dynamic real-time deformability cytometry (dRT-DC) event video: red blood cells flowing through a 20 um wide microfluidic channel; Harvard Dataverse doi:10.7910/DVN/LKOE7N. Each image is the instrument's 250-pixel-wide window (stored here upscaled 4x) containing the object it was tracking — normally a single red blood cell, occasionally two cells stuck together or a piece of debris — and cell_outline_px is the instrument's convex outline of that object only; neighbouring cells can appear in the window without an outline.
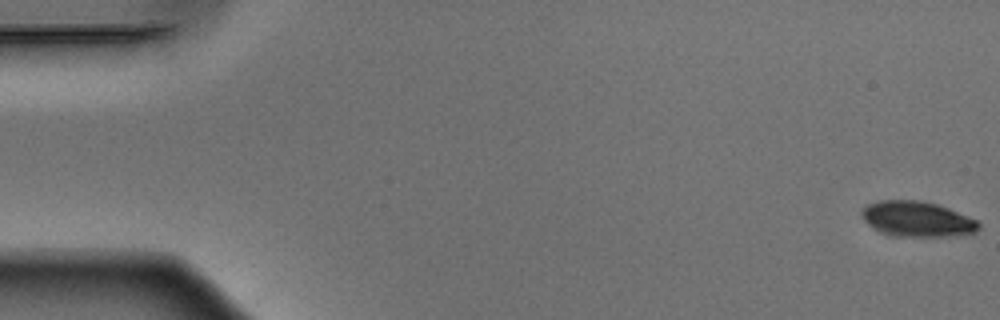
{"species": "Egyptian fruit bat (a non-hibernating species)", "species_latin": "Rousettus aegyptiacus", "temperature_condition": "warm", "stored_images_in_passage": 52, "camera_frame_rate_fps": 3000, "um_per_image_px": 0.085, "animal": {"sex": "male"}, "frame": {"image": 1, "passage_image": 1, "time_ms": 0.0, "image_size_px": [1000, 320], "cell_outline_px": [[980, 228], [976, 232], [952, 236], [900, 236], [880, 232], [868, 224], [860, 216], [860, 212], [864, 204], [876, 200], [920, 200], [936, 204], [948, 208], [968, 216], [976, 220], [980, 224]], "centroid_in_image_um": [77.91, 18.6], "position_along_channel_um": 7.1, "area_um2": 24.22}}
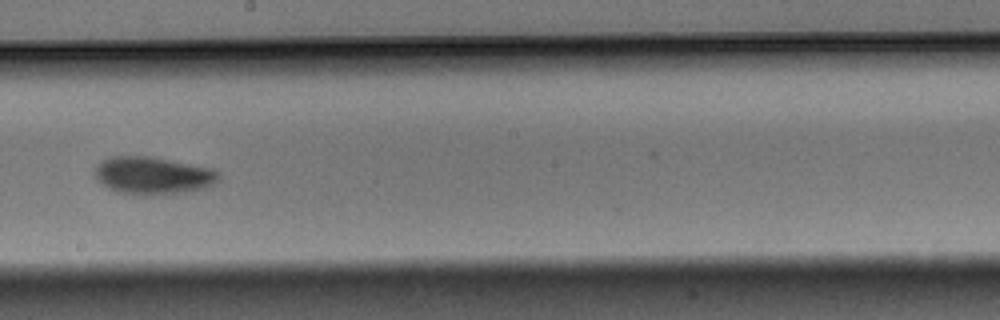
{"frame": {"image": 2, "passage_image": 30, "time_ms": 9.667, "image_size_px": [1000, 320], "cell_outline_px": [[220, 180], [216, 184], [192, 192], [144, 196], [140, 196], [116, 192], [108, 188], [96, 180], [96, 164], [100, 160], [108, 156], [152, 156], [212, 168], [220, 172]], "centroid_in_image_um": [13.02, 14.93], "position_along_channel_um": 235.2, "area_um2": 27.92}}
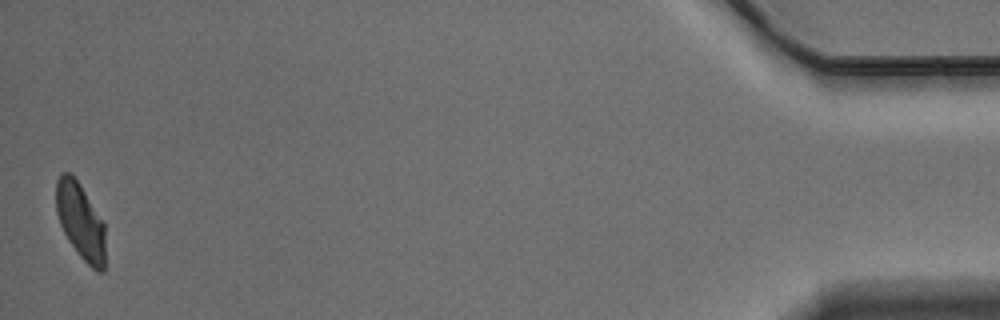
{"frame": {"image": 3, "passage_image": 52, "time_ms": 17.0, "image_size_px": [1000, 320], "cell_outline_px": [[104, 272], [96, 272], [80, 256], [68, 240], [60, 224], [56, 212], [56, 180], [60, 172], [72, 172], [104, 220]], "centroid_in_image_um": [6.84, 18.76], "position_along_channel_um": 428.4, "area_um2": 22.14}, "authors_computed_cell_mechanics": {"area_um2": 25.1141, "velocity_mm_per_s": 3.8849, "shape_relaxation_time_tau1_ms": 2.5952, "shape_relaxation_time_tau2_ms": 5.1167, "deformation_change_tau1": 0.108, "deformation_change_tau2": 0.0903}}